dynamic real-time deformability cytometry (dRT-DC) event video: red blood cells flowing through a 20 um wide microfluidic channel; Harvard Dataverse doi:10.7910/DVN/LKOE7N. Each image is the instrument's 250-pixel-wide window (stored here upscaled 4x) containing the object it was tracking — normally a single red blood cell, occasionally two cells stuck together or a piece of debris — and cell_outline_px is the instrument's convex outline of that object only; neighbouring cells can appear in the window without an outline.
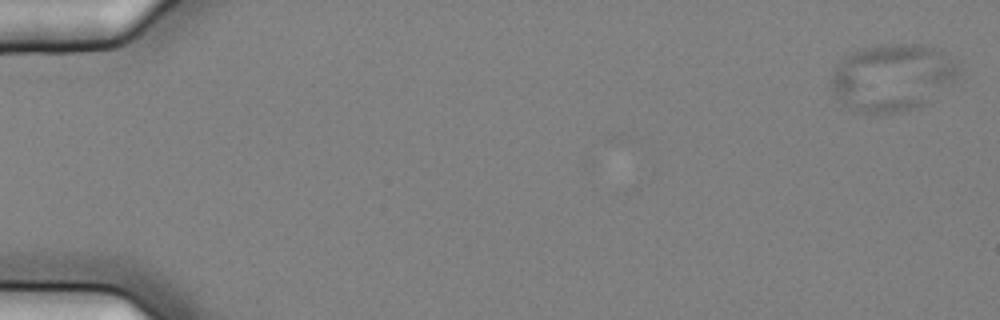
{"species": "common noctule bat (a hibernating species)", "species_latin": "Nyctalus noctula", "temperature_condition": "cold", "stored_images_in_passage": 5, "camera_frame_rate_fps": 3000, "um_per_image_px": 0.085, "animal": {"sex": "female", "body_mass_g": 25.1}, "frame": {"image": 1, "passage_image": 1, "time_ms": 0.0, "image_size_px": [1000, 320], "cell_outline_px": [[960, 72], [952, 80], [920, 108], [900, 112], [876, 116], [872, 116], [848, 108], [832, 92], [828, 80], [836, 64], [844, 56], [860, 48], [884, 44], [924, 44], [940, 48], [956, 64]], "centroid_in_image_um": [75.76, 6.6], "position_along_channel_um": 9.2, "area_um2": 50.52}}
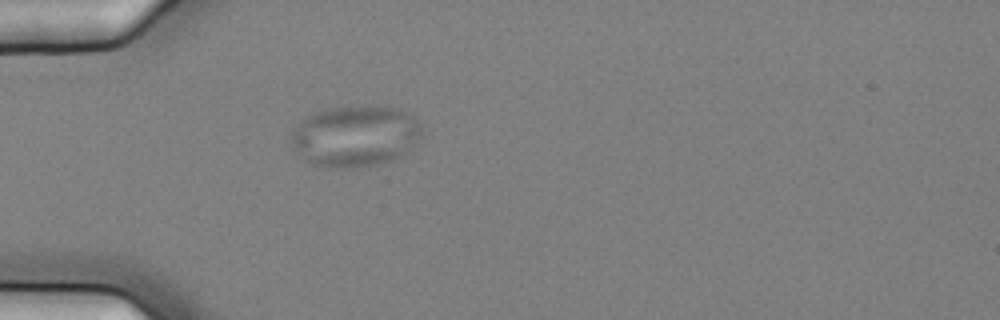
{"frame": {"image": 2, "passage_image": 5, "time_ms": 1.333, "image_size_px": [1000, 320], "cell_outline_px": [[424, 128], [420, 136], [412, 148], [400, 156], [392, 160], [376, 164], [352, 168], [328, 168], [312, 164], [304, 160], [292, 148], [292, 128], [300, 120], [312, 112], [328, 108], [364, 104], [396, 108], [416, 116]], "centroid_in_image_um": [30.19, 11.54], "position_along_channel_um": 54.8, "area_um2": 47.63}}